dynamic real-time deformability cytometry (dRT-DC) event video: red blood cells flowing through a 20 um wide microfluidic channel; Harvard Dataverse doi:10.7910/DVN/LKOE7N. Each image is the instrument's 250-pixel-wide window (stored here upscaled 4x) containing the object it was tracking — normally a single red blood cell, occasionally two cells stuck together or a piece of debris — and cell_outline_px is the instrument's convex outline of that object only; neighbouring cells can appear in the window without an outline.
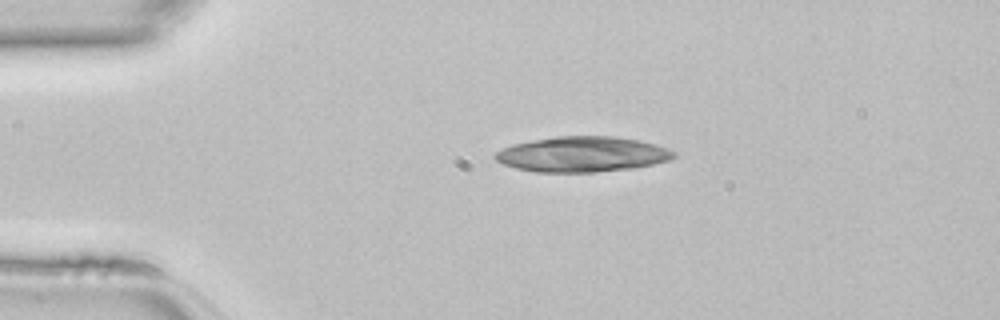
{"species": "common noctule bat (a hibernating species)", "species_latin": "Nyctalus noctula", "temperature_condition": "room temperature", "stored_images_in_passage": 8, "camera_frame_rate_fps": 3000, "um_per_image_px": 0.085, "animal": {"sex": "female", "body_mass_g": 22.7, "forearm_length_mm": 54.2}, "frame": {"image": 1, "passage_image": 1, "time_ms": 0.0, "image_size_px": [1000, 320], "cell_outline_px": [[676, 156], [668, 160], [652, 164], [632, 168], [596, 172], [536, 172], [516, 168], [504, 164], [496, 160], [492, 156], [496, 152], [512, 144], [556, 136], [616, 136], [640, 140], [656, 144], [668, 148], [676, 152]], "centroid_in_image_um": [49.51, 13.11], "position_along_channel_um": 35.5, "area_um2": 36.82}}